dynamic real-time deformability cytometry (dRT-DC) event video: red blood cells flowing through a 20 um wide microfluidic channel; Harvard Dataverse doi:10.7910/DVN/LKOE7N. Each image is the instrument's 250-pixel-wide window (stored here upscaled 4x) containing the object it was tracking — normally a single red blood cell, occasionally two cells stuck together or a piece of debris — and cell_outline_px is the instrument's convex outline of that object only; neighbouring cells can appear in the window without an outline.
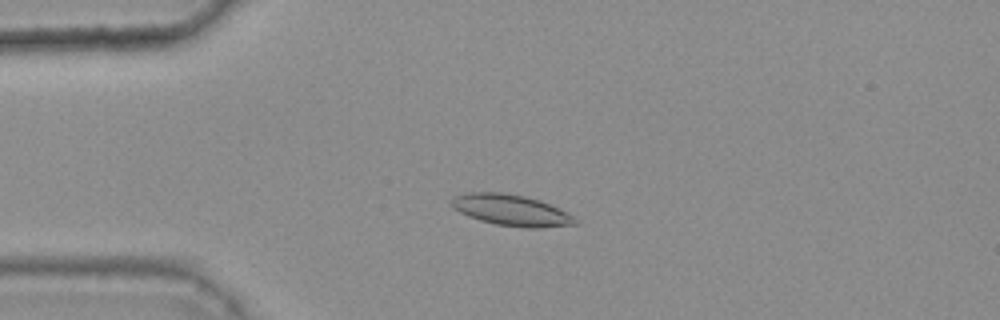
{"species": "common noctule bat (a hibernating species)", "species_latin": "Nyctalus noctula", "temperature_condition": "warm", "stored_images_in_passage": 41, "camera_frame_rate_fps": 3000, "um_per_image_px": 0.085, "animal": {"sex": "female", "body_mass_g": 25.1}, "frame": {"image": 1, "passage_image": 9, "time_ms": 2.667, "image_size_px": [1000, 320], "cell_outline_px": [[580, 224], [540, 228], [528, 228], [496, 224], [480, 220], [468, 216], [452, 208], [448, 204], [448, 200], [452, 196], [468, 192], [504, 192], [524, 196], [540, 200], [580, 220]], "centroid_in_image_um": [43.39, 17.86], "position_along_channel_um": 41.6, "area_um2": 22.66}}
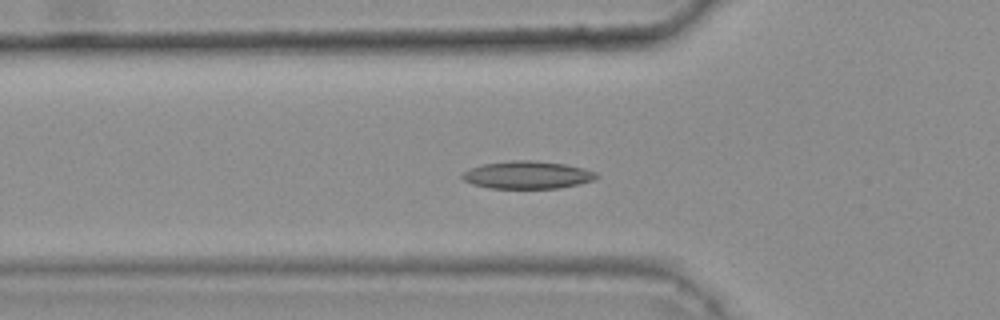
{"frame": {"image": 2, "passage_image": 14, "time_ms": 4.333, "image_size_px": [1000, 320], "cell_outline_px": [[600, 176], [592, 180], [560, 188], [488, 188], [472, 184], [464, 180], [460, 176], [468, 168], [484, 164], [512, 160], [532, 160], [564, 164], [584, 168], [596, 172]], "centroid_in_image_um": [44.8, 14.86], "position_along_channel_um": 81.0, "area_um2": 21.56}}
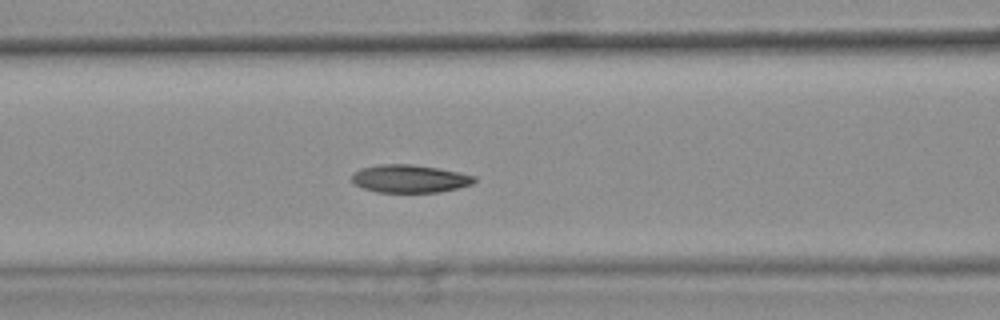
{"frame": {"image": 3, "passage_image": 18, "time_ms": 5.667, "image_size_px": [1000, 320], "cell_outline_px": [[476, 180], [472, 184], [440, 192], [376, 192], [352, 184], [352, 172], [360, 168], [380, 164], [412, 164], [460, 172], [476, 176]], "centroid_in_image_um": [34.79, 15.18], "position_along_channel_um": 131.8, "area_um2": 20.0}, "authors_computed_cell_mechanics": {"area_um2": 20.4612, "velocity_mm_per_s": 3.7769, "shape_relaxation_time_tau1_ms": 6.1507, "shape_relaxation_time_tau2_ms": 3.0614, "deformation_change_tau1": 0.1628, "deformation_change_tau2": 0.0846}}